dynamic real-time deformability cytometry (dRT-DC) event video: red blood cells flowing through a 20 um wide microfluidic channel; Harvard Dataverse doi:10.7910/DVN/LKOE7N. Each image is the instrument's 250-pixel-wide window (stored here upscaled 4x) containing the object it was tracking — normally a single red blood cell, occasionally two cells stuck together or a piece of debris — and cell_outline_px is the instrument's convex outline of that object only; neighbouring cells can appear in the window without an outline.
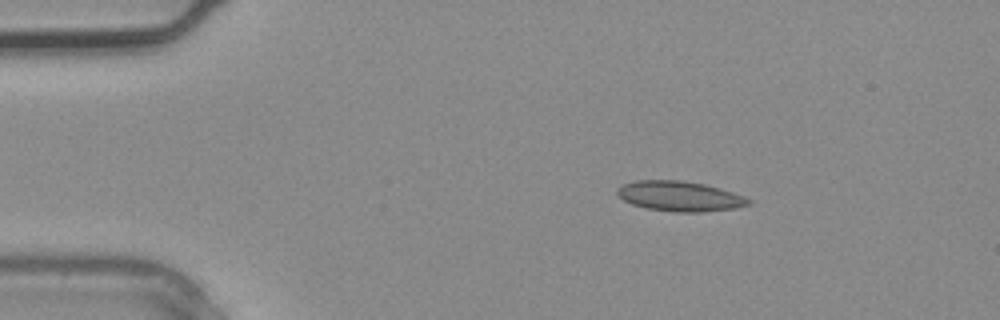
{"species": "common noctule bat (a hibernating species)", "species_latin": "Nyctalus noctula", "temperature_condition": "warm", "stored_images_in_passage": 2, "camera_frame_rate_fps": 3000, "um_per_image_px": 0.085, "animal": {"sex": "male", "body_mass_g": 20.4}, "frame": {"image": 1, "passage_image": 1, "time_ms": 0.0, "image_size_px": [1000, 320], "cell_outline_px": [[752, 204], [736, 208], [700, 212], [672, 212], [644, 208], [632, 204], [624, 200], [616, 192], [616, 188], [624, 184], [636, 180], [680, 180], [704, 184], [720, 188], [744, 196], [752, 200]], "centroid_in_image_um": [57.79, 16.68], "position_along_channel_um": 27.2, "area_um2": 23.12}}
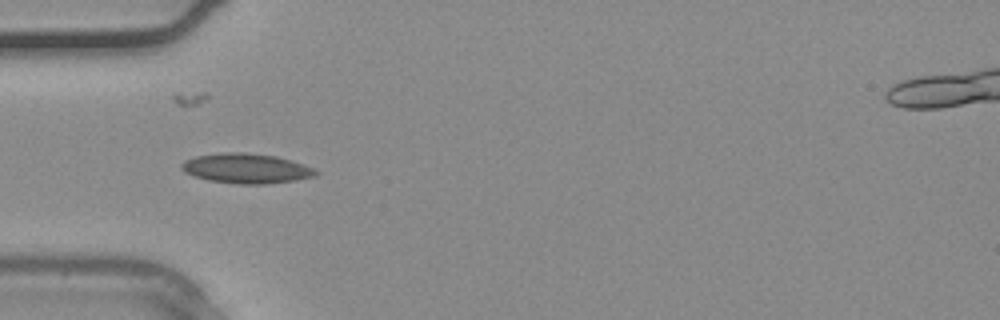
{"frame": {"image": 2, "passage_image": 2, "time_ms": 0.333, "image_size_px": [1000, 320], "cell_outline_px": [[320, 172], [316, 176], [296, 180], [264, 184], [240, 184], [208, 180], [184, 172], [180, 168], [180, 164], [184, 160], [196, 156], [224, 152], [244, 152], [276, 156], [292, 160], [304, 164]], "centroid_in_image_um": [20.94, 14.31], "position_along_channel_um": 64.1, "area_um2": 23.41}}